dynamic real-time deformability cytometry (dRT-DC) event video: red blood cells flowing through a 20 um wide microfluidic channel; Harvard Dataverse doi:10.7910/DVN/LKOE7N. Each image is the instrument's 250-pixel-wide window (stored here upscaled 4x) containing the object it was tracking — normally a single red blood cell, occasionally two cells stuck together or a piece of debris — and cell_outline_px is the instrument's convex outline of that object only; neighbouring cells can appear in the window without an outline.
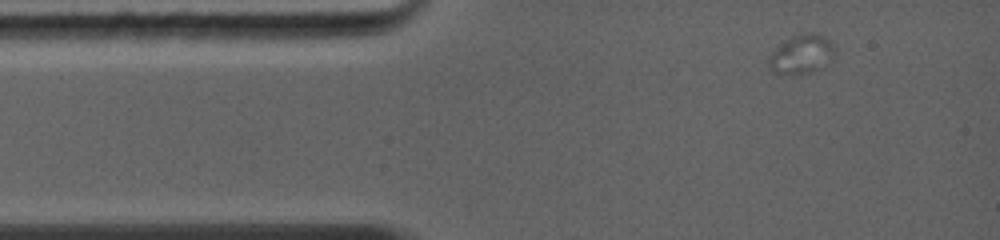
{"species": "common noctule bat (a hibernating species)", "species_latin": "Nyctalus noctula", "temperature_condition": "warm", "stored_images_in_passage": 24, "camera_frame_rate_fps": 5000, "um_per_image_px": 0.085, "animal": {"sex": "female", "body_mass_g": 19.0, "forearm_length_mm": 56.7}, "frame": {"image": 1, "passage_image": 1, "time_ms": 0.0, "image_size_px": [1000, 240], "cell_outline_px": [[836, 48], [832, 60], [808, 72], [772, 72], [768, 64], [768, 56], [784, 40], [800, 32], [816, 32], [832, 40]], "centroid_in_image_um": [68.16, 4.52], "position_along_channel_um": 16.8, "area_um2": 14.85}}